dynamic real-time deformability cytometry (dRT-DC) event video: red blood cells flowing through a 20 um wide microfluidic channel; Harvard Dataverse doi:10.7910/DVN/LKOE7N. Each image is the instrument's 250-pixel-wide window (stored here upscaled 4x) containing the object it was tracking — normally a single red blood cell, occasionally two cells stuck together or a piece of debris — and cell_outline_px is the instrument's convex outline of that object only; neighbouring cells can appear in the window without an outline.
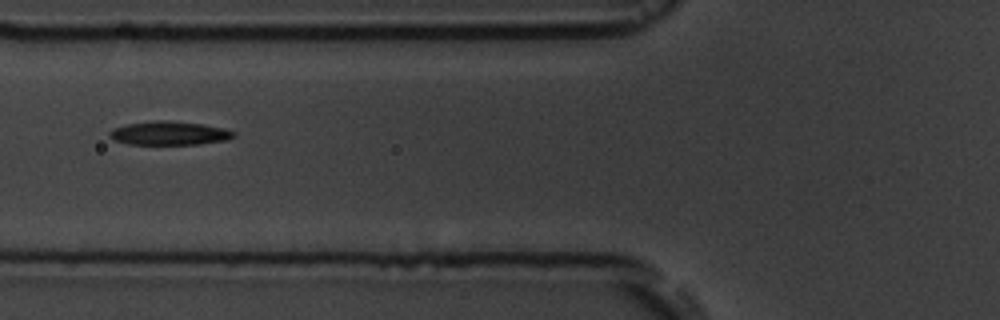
{"species": "common noctule bat (a hibernating species)", "species_latin": "Nyctalus noctula", "temperature_condition": "room temperature", "stored_images_in_passage": 17, "camera_frame_rate_fps": 3000, "um_per_image_px": 0.085, "animal": {"sex": "male", "body_mass_g": 19.5, "forearm_length_mm": 54.6}, "frame": {"image": 1, "passage_image": 8, "time_ms": 8.667, "image_size_px": [1000, 320], "cell_outline_px": [[236, 136], [228, 140], [200, 144], [128, 144], [116, 140], [108, 136], [108, 132], [112, 128], [128, 124], [152, 120], [168, 120], [204, 124], [224, 128], [236, 132]], "centroid_in_image_um": [14.42, 11.31], "position_along_channel_um": 111.4, "area_um2": 17.34}}
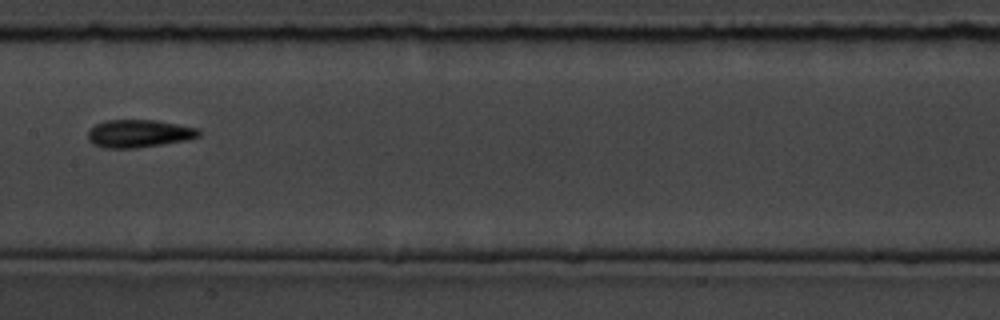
{"frame": {"image": 2, "passage_image": 10, "time_ms": 11.0, "image_size_px": [1000, 320], "cell_outline_px": [[200, 136], [188, 140], [136, 148], [104, 148], [92, 144], [88, 140], [88, 128], [104, 120], [156, 120], [196, 128], [200, 132]], "centroid_in_image_um": [11.75, 11.35], "position_along_channel_um": 195.6, "area_um2": 18.03}, "authors_computed_cell_mechanics": {"area_um2": 17.918, "velocity_mm_per_s": 3.6104, "shape_relaxation_time_tau1_ms": 3.4595, "shape_relaxation_time_tau2_ms": 4.9679, "deformation_change_tau1": 0.1824, "deformation_change_tau2": 0.1395}}